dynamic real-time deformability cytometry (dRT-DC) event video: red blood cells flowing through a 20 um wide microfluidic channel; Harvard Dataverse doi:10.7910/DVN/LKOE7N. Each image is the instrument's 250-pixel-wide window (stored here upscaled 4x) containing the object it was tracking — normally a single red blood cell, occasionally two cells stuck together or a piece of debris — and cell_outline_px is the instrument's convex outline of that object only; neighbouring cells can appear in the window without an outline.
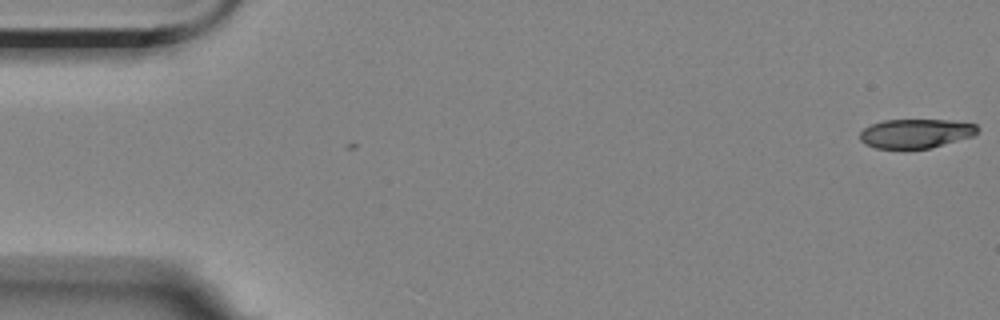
{"species": "Egyptian fruit bat (a non-hibernating species)", "species_latin": "Rousettus aegyptiacus", "temperature_condition": "room temperature", "stored_images_in_passage": 2, "camera_frame_rate_fps": 3000, "um_per_image_px": 0.085, "animal": {"sex": "female"}, "frame": {"image": 1, "passage_image": 1, "time_ms": 0.0, "image_size_px": [1000, 320], "cell_outline_px": [[980, 128], [972, 136], [928, 148], [876, 148], [864, 144], [860, 140], [860, 132], [864, 128], [872, 124], [884, 120], [948, 120], [976, 124]], "centroid_in_image_um": [77.81, 11.33], "position_along_channel_um": 7.2, "area_um2": 19.71}}